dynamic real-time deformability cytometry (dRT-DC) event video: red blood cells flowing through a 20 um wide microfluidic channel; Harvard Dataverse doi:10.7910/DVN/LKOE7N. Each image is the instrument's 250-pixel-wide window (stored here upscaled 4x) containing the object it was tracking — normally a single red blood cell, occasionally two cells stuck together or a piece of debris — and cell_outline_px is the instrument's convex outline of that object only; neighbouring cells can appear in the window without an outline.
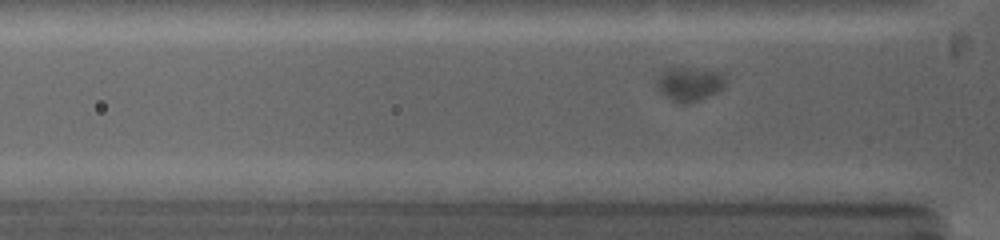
{"species": "common noctule bat (a hibernating species)", "species_latin": "Nyctalus noctula", "temperature_condition": "warm", "stored_images_in_passage": 52, "camera_frame_rate_fps": 5000, "um_per_image_px": 0.085, "animal": {"sex": "female", "body_mass_g": 19.0, "forearm_length_mm": 53.3}, "frame": {"image": 1, "passage_image": 10, "time_ms": 2.2, "image_size_px": [1000, 240], "cell_outline_px": [[724, 84], [716, 92], [708, 96], [688, 104], [684, 104], [672, 100], [660, 92], [656, 84], [656, 80], [660, 72], [672, 64], [720, 72], [724, 80]], "centroid_in_image_um": [58.51, 7.08], "position_along_channel_um": 67.3, "area_um2": 13.81}}
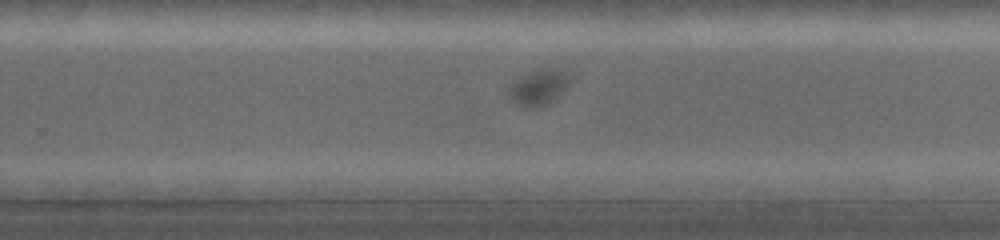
{"frame": {"image": 2, "passage_image": 34, "time_ms": 8.2, "image_size_px": [1000, 240], "cell_outline_px": [[568, 80], [564, 88], [556, 100], [544, 104], [520, 104], [512, 96], [512, 84], [516, 80], [528, 72], [564, 72], [568, 76]], "centroid_in_image_um": [45.82, 7.43], "position_along_channel_um": 284.0, "area_um2": 10.69}}
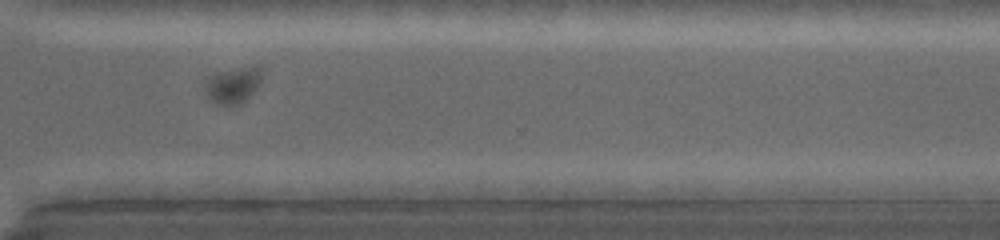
{"frame": {"image": 3, "passage_image": 42, "time_ms": 10.0, "image_size_px": [1000, 240], "cell_outline_px": [[260, 84], [240, 104], [216, 104], [208, 100], [204, 88], [204, 76], [220, 72], [256, 64], [260, 64]], "centroid_in_image_um": [19.74, 7.21], "position_along_channel_um": 350.9, "area_um2": 12.14}}